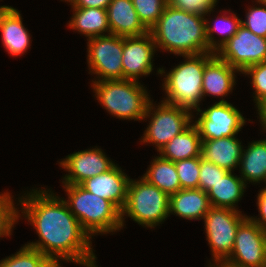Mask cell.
Returning <instances> with one entry per match:
<instances>
[{
  "instance_id": "cell-23",
  "label": "cell",
  "mask_w": 266,
  "mask_h": 267,
  "mask_svg": "<svg viewBox=\"0 0 266 267\" xmlns=\"http://www.w3.org/2000/svg\"><path fill=\"white\" fill-rule=\"evenodd\" d=\"M73 16L68 27L89 38L110 34L107 9L72 7Z\"/></svg>"
},
{
  "instance_id": "cell-34",
  "label": "cell",
  "mask_w": 266,
  "mask_h": 267,
  "mask_svg": "<svg viewBox=\"0 0 266 267\" xmlns=\"http://www.w3.org/2000/svg\"><path fill=\"white\" fill-rule=\"evenodd\" d=\"M169 3L175 8L189 13L207 15L211 14L217 5V0H169Z\"/></svg>"
},
{
  "instance_id": "cell-3",
  "label": "cell",
  "mask_w": 266,
  "mask_h": 267,
  "mask_svg": "<svg viewBox=\"0 0 266 267\" xmlns=\"http://www.w3.org/2000/svg\"><path fill=\"white\" fill-rule=\"evenodd\" d=\"M70 212L92 238L94 234H106L122 229L121 211L109 200L92 194L81 185L63 184Z\"/></svg>"
},
{
  "instance_id": "cell-9",
  "label": "cell",
  "mask_w": 266,
  "mask_h": 267,
  "mask_svg": "<svg viewBox=\"0 0 266 267\" xmlns=\"http://www.w3.org/2000/svg\"><path fill=\"white\" fill-rule=\"evenodd\" d=\"M90 73L98 80H123V37L106 34L87 39Z\"/></svg>"
},
{
  "instance_id": "cell-10",
  "label": "cell",
  "mask_w": 266,
  "mask_h": 267,
  "mask_svg": "<svg viewBox=\"0 0 266 267\" xmlns=\"http://www.w3.org/2000/svg\"><path fill=\"white\" fill-rule=\"evenodd\" d=\"M225 267H266V231L250 217L238 226L230 256Z\"/></svg>"
},
{
  "instance_id": "cell-35",
  "label": "cell",
  "mask_w": 266,
  "mask_h": 267,
  "mask_svg": "<svg viewBox=\"0 0 266 267\" xmlns=\"http://www.w3.org/2000/svg\"><path fill=\"white\" fill-rule=\"evenodd\" d=\"M258 212H260V218L250 217L256 222L264 231H266V186L259 191L257 196Z\"/></svg>"
},
{
  "instance_id": "cell-31",
  "label": "cell",
  "mask_w": 266,
  "mask_h": 267,
  "mask_svg": "<svg viewBox=\"0 0 266 267\" xmlns=\"http://www.w3.org/2000/svg\"><path fill=\"white\" fill-rule=\"evenodd\" d=\"M242 74L251 76L257 109L266 101V62L249 66Z\"/></svg>"
},
{
  "instance_id": "cell-22",
  "label": "cell",
  "mask_w": 266,
  "mask_h": 267,
  "mask_svg": "<svg viewBox=\"0 0 266 267\" xmlns=\"http://www.w3.org/2000/svg\"><path fill=\"white\" fill-rule=\"evenodd\" d=\"M234 175L232 171H228L207 192L211 206L239 211L235 204L241 200L247 185L240 176Z\"/></svg>"
},
{
  "instance_id": "cell-14",
  "label": "cell",
  "mask_w": 266,
  "mask_h": 267,
  "mask_svg": "<svg viewBox=\"0 0 266 267\" xmlns=\"http://www.w3.org/2000/svg\"><path fill=\"white\" fill-rule=\"evenodd\" d=\"M59 164L69 173L64 176L63 184L75 185H80L88 178L107 172L115 165L98 147L74 152L66 156Z\"/></svg>"
},
{
  "instance_id": "cell-1",
  "label": "cell",
  "mask_w": 266,
  "mask_h": 267,
  "mask_svg": "<svg viewBox=\"0 0 266 267\" xmlns=\"http://www.w3.org/2000/svg\"><path fill=\"white\" fill-rule=\"evenodd\" d=\"M32 191L20 197L19 202L22 215L33 224L39 241L25 245L39 250L57 267H61V259L86 267H97L91 237L70 212L66 201L48 189Z\"/></svg>"
},
{
  "instance_id": "cell-20",
  "label": "cell",
  "mask_w": 266,
  "mask_h": 267,
  "mask_svg": "<svg viewBox=\"0 0 266 267\" xmlns=\"http://www.w3.org/2000/svg\"><path fill=\"white\" fill-rule=\"evenodd\" d=\"M206 192L201 189H181L170 195L169 215L188 220L203 219L211 208Z\"/></svg>"
},
{
  "instance_id": "cell-15",
  "label": "cell",
  "mask_w": 266,
  "mask_h": 267,
  "mask_svg": "<svg viewBox=\"0 0 266 267\" xmlns=\"http://www.w3.org/2000/svg\"><path fill=\"white\" fill-rule=\"evenodd\" d=\"M130 178L115 164L107 172L83 181L80 185L97 196L111 201L120 211L127 201Z\"/></svg>"
},
{
  "instance_id": "cell-39",
  "label": "cell",
  "mask_w": 266,
  "mask_h": 267,
  "mask_svg": "<svg viewBox=\"0 0 266 267\" xmlns=\"http://www.w3.org/2000/svg\"><path fill=\"white\" fill-rule=\"evenodd\" d=\"M258 1H261L262 3L266 5V0H258Z\"/></svg>"
},
{
  "instance_id": "cell-38",
  "label": "cell",
  "mask_w": 266,
  "mask_h": 267,
  "mask_svg": "<svg viewBox=\"0 0 266 267\" xmlns=\"http://www.w3.org/2000/svg\"><path fill=\"white\" fill-rule=\"evenodd\" d=\"M209 264H210V265H209L208 267H225V266H223V265H215V264L211 265V262H210Z\"/></svg>"
},
{
  "instance_id": "cell-30",
  "label": "cell",
  "mask_w": 266,
  "mask_h": 267,
  "mask_svg": "<svg viewBox=\"0 0 266 267\" xmlns=\"http://www.w3.org/2000/svg\"><path fill=\"white\" fill-rule=\"evenodd\" d=\"M12 198L9 192L0 194V238L9 237L12 234V227L21 217Z\"/></svg>"
},
{
  "instance_id": "cell-36",
  "label": "cell",
  "mask_w": 266,
  "mask_h": 267,
  "mask_svg": "<svg viewBox=\"0 0 266 267\" xmlns=\"http://www.w3.org/2000/svg\"><path fill=\"white\" fill-rule=\"evenodd\" d=\"M112 0H72L70 5L77 8L107 9Z\"/></svg>"
},
{
  "instance_id": "cell-24",
  "label": "cell",
  "mask_w": 266,
  "mask_h": 267,
  "mask_svg": "<svg viewBox=\"0 0 266 267\" xmlns=\"http://www.w3.org/2000/svg\"><path fill=\"white\" fill-rule=\"evenodd\" d=\"M239 169L245 184L248 181L266 184V139L251 142L243 149Z\"/></svg>"
},
{
  "instance_id": "cell-17",
  "label": "cell",
  "mask_w": 266,
  "mask_h": 267,
  "mask_svg": "<svg viewBox=\"0 0 266 267\" xmlns=\"http://www.w3.org/2000/svg\"><path fill=\"white\" fill-rule=\"evenodd\" d=\"M107 18L110 34L132 37L149 32L140 21L132 0H112L107 8Z\"/></svg>"
},
{
  "instance_id": "cell-27",
  "label": "cell",
  "mask_w": 266,
  "mask_h": 267,
  "mask_svg": "<svg viewBox=\"0 0 266 267\" xmlns=\"http://www.w3.org/2000/svg\"><path fill=\"white\" fill-rule=\"evenodd\" d=\"M0 267H57L39 250L24 245L15 255L0 261Z\"/></svg>"
},
{
  "instance_id": "cell-33",
  "label": "cell",
  "mask_w": 266,
  "mask_h": 267,
  "mask_svg": "<svg viewBox=\"0 0 266 267\" xmlns=\"http://www.w3.org/2000/svg\"><path fill=\"white\" fill-rule=\"evenodd\" d=\"M227 172L228 170L200 157L199 189L207 193Z\"/></svg>"
},
{
  "instance_id": "cell-2",
  "label": "cell",
  "mask_w": 266,
  "mask_h": 267,
  "mask_svg": "<svg viewBox=\"0 0 266 267\" xmlns=\"http://www.w3.org/2000/svg\"><path fill=\"white\" fill-rule=\"evenodd\" d=\"M205 15L189 13L167 4L150 29L156 47L175 55L214 53L208 47Z\"/></svg>"
},
{
  "instance_id": "cell-18",
  "label": "cell",
  "mask_w": 266,
  "mask_h": 267,
  "mask_svg": "<svg viewBox=\"0 0 266 267\" xmlns=\"http://www.w3.org/2000/svg\"><path fill=\"white\" fill-rule=\"evenodd\" d=\"M239 71L214 54L205 64L202 80L203 98L206 94L226 97L235 85V74ZM235 73V74H234Z\"/></svg>"
},
{
  "instance_id": "cell-13",
  "label": "cell",
  "mask_w": 266,
  "mask_h": 267,
  "mask_svg": "<svg viewBox=\"0 0 266 267\" xmlns=\"http://www.w3.org/2000/svg\"><path fill=\"white\" fill-rule=\"evenodd\" d=\"M156 44L150 32L141 36L123 37V80L138 81L153 71Z\"/></svg>"
},
{
  "instance_id": "cell-21",
  "label": "cell",
  "mask_w": 266,
  "mask_h": 267,
  "mask_svg": "<svg viewBox=\"0 0 266 267\" xmlns=\"http://www.w3.org/2000/svg\"><path fill=\"white\" fill-rule=\"evenodd\" d=\"M202 139L194 124L181 134L173 137L160 151L162 158L177 162L180 160L201 157Z\"/></svg>"
},
{
  "instance_id": "cell-32",
  "label": "cell",
  "mask_w": 266,
  "mask_h": 267,
  "mask_svg": "<svg viewBox=\"0 0 266 267\" xmlns=\"http://www.w3.org/2000/svg\"><path fill=\"white\" fill-rule=\"evenodd\" d=\"M260 7L247 9L246 20H241V25L250 30L253 34L266 38V5L256 0Z\"/></svg>"
},
{
  "instance_id": "cell-37",
  "label": "cell",
  "mask_w": 266,
  "mask_h": 267,
  "mask_svg": "<svg viewBox=\"0 0 266 267\" xmlns=\"http://www.w3.org/2000/svg\"><path fill=\"white\" fill-rule=\"evenodd\" d=\"M257 111L261 126H263L264 127L263 129L266 130V101L258 108Z\"/></svg>"
},
{
  "instance_id": "cell-6",
  "label": "cell",
  "mask_w": 266,
  "mask_h": 267,
  "mask_svg": "<svg viewBox=\"0 0 266 267\" xmlns=\"http://www.w3.org/2000/svg\"><path fill=\"white\" fill-rule=\"evenodd\" d=\"M170 196L144 178L130 179L127 201L121 211V225L125 215L148 228L162 224L169 215Z\"/></svg>"
},
{
  "instance_id": "cell-8",
  "label": "cell",
  "mask_w": 266,
  "mask_h": 267,
  "mask_svg": "<svg viewBox=\"0 0 266 267\" xmlns=\"http://www.w3.org/2000/svg\"><path fill=\"white\" fill-rule=\"evenodd\" d=\"M246 217L242 211L213 206L204 216L206 240L216 265H221L230 256L237 228Z\"/></svg>"
},
{
  "instance_id": "cell-12",
  "label": "cell",
  "mask_w": 266,
  "mask_h": 267,
  "mask_svg": "<svg viewBox=\"0 0 266 267\" xmlns=\"http://www.w3.org/2000/svg\"><path fill=\"white\" fill-rule=\"evenodd\" d=\"M196 111L201 116L199 115L193 124L202 140L236 136L246 123L240 111L224 99L215 102L204 111Z\"/></svg>"
},
{
  "instance_id": "cell-28",
  "label": "cell",
  "mask_w": 266,
  "mask_h": 267,
  "mask_svg": "<svg viewBox=\"0 0 266 267\" xmlns=\"http://www.w3.org/2000/svg\"><path fill=\"white\" fill-rule=\"evenodd\" d=\"M142 24L150 31L157 23L169 0H132Z\"/></svg>"
},
{
  "instance_id": "cell-5",
  "label": "cell",
  "mask_w": 266,
  "mask_h": 267,
  "mask_svg": "<svg viewBox=\"0 0 266 267\" xmlns=\"http://www.w3.org/2000/svg\"><path fill=\"white\" fill-rule=\"evenodd\" d=\"M98 102L113 116L123 120H143L151 101L150 95L139 81H93Z\"/></svg>"
},
{
  "instance_id": "cell-7",
  "label": "cell",
  "mask_w": 266,
  "mask_h": 267,
  "mask_svg": "<svg viewBox=\"0 0 266 267\" xmlns=\"http://www.w3.org/2000/svg\"><path fill=\"white\" fill-rule=\"evenodd\" d=\"M153 104V100L149 102L144 116V119L151 118L141 142L152 143L159 152L173 137L191 125L193 115L189 109L163 101L157 107Z\"/></svg>"
},
{
  "instance_id": "cell-29",
  "label": "cell",
  "mask_w": 266,
  "mask_h": 267,
  "mask_svg": "<svg viewBox=\"0 0 266 267\" xmlns=\"http://www.w3.org/2000/svg\"><path fill=\"white\" fill-rule=\"evenodd\" d=\"M174 163L181 189H198L200 157L188 158Z\"/></svg>"
},
{
  "instance_id": "cell-25",
  "label": "cell",
  "mask_w": 266,
  "mask_h": 267,
  "mask_svg": "<svg viewBox=\"0 0 266 267\" xmlns=\"http://www.w3.org/2000/svg\"><path fill=\"white\" fill-rule=\"evenodd\" d=\"M169 196L181 190L175 163L156 156L143 177Z\"/></svg>"
},
{
  "instance_id": "cell-11",
  "label": "cell",
  "mask_w": 266,
  "mask_h": 267,
  "mask_svg": "<svg viewBox=\"0 0 266 267\" xmlns=\"http://www.w3.org/2000/svg\"><path fill=\"white\" fill-rule=\"evenodd\" d=\"M215 54L243 73L249 66L266 62V38L257 36L240 25L236 34Z\"/></svg>"
},
{
  "instance_id": "cell-4",
  "label": "cell",
  "mask_w": 266,
  "mask_h": 267,
  "mask_svg": "<svg viewBox=\"0 0 266 267\" xmlns=\"http://www.w3.org/2000/svg\"><path fill=\"white\" fill-rule=\"evenodd\" d=\"M215 53L182 55L184 62L175 66L165 75L163 90L167 94L165 103L189 110L200 109L203 99L202 80L206 62Z\"/></svg>"
},
{
  "instance_id": "cell-19",
  "label": "cell",
  "mask_w": 266,
  "mask_h": 267,
  "mask_svg": "<svg viewBox=\"0 0 266 267\" xmlns=\"http://www.w3.org/2000/svg\"><path fill=\"white\" fill-rule=\"evenodd\" d=\"M242 152L243 146L240 140L233 136L202 140L200 156L205 161L233 172L240 164Z\"/></svg>"
},
{
  "instance_id": "cell-26",
  "label": "cell",
  "mask_w": 266,
  "mask_h": 267,
  "mask_svg": "<svg viewBox=\"0 0 266 267\" xmlns=\"http://www.w3.org/2000/svg\"><path fill=\"white\" fill-rule=\"evenodd\" d=\"M226 14L228 13L225 12V14L218 18L219 20H214L213 25H211L209 20L205 18L206 38L208 41V47L214 53L236 34L239 26L241 25L242 19H239L235 13L228 16H226ZM219 22L220 24H222L219 25ZM215 32L219 33L222 36L219 42L216 41V39L214 40L215 37H213V34Z\"/></svg>"
},
{
  "instance_id": "cell-16",
  "label": "cell",
  "mask_w": 266,
  "mask_h": 267,
  "mask_svg": "<svg viewBox=\"0 0 266 267\" xmlns=\"http://www.w3.org/2000/svg\"><path fill=\"white\" fill-rule=\"evenodd\" d=\"M0 31L2 44L10 55L16 57L27 52L31 37L17 9L9 5L0 6Z\"/></svg>"
}]
</instances>
